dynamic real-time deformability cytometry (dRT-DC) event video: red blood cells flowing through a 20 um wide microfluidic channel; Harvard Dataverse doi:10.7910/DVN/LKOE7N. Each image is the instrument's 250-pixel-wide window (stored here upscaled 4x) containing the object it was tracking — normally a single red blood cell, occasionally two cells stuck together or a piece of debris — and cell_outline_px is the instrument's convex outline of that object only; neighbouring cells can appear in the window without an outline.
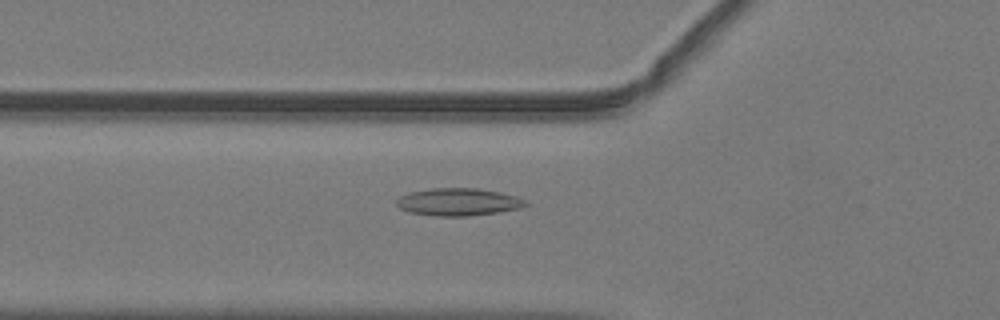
{"species": "common noctule bat (a hibernating species)", "species_latin": "Nyctalus noctula", "temperature_condition": "warm", "stored_images_in_passage": 33, "camera_frame_rate_fps": 3000, "um_per_image_px": 0.085, "animal": {"sex": "male", "body_mass_g": 19.2, "forearm_length_mm": 51.8}, "frame": {"image": 1, "passage_image": 12, "time_ms": 3.667, "image_size_px": [1000, 320], "cell_outline_px": [[528, 204], [520, 208], [500, 212], [468, 216], [436, 216], [408, 212], [400, 208], [396, 204], [396, 200], [400, 196], [412, 192], [432, 188], [476, 188], [500, 192], [516, 196], [524, 200]], "centroid_in_image_um": [38.96, 17.17], "position_along_channel_um": 86.8, "area_um2": 20.63}}
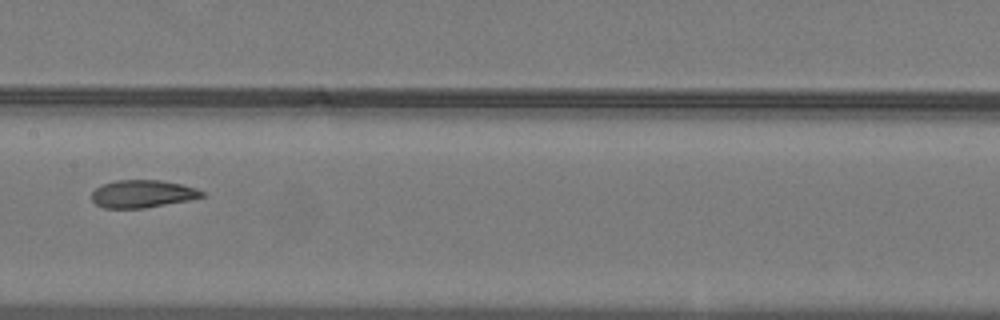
{"frame": {"image": 2, "passage_image": 20, "time_ms": 6.333, "image_size_px": [1000, 320], "cell_outline_px": [[204, 196], [188, 200], [144, 208], [104, 208], [96, 204], [92, 200], [92, 192], [96, 188], [104, 184], [116, 180], [160, 180], [180, 184], [196, 188], [204, 192]], "centroid_in_image_um": [12.1, 16.47], "position_along_channel_um": 195.3, "area_um2": 17.57}}
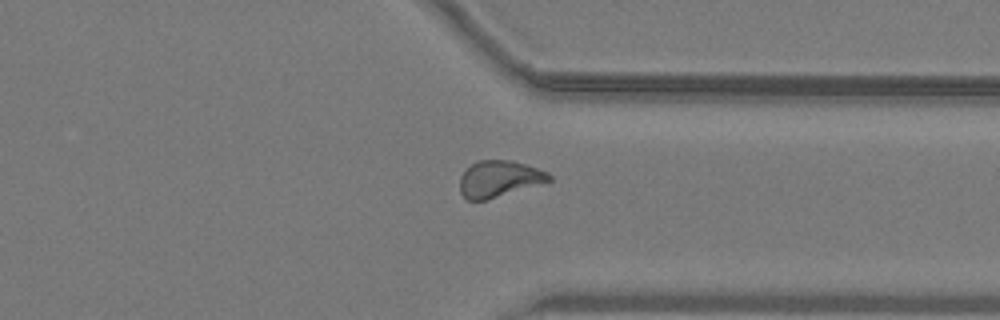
{"frame": {"image": 3, "passage_image": 33, "time_ms": 10.667, "image_size_px": [1000, 320], "cell_outline_px": [[552, 180], [484, 200], [464, 200], [460, 192], [460, 176], [476, 160], [512, 160], [548, 172], [552, 176]], "centroid_in_image_um": [42.39, 15.19], "position_along_channel_um": 369.0, "area_um2": 18.67}, "authors_computed_cell_mechanics": {"area_um2": 18.7272, "velocity_mm_per_s": 4.0258, "shape_relaxation_time_tau1_ms": 7.3256, "shape_relaxation_time_tau2_ms": 2.5537, "deformation_change_tau1": 0.1889, "deformation_change_tau2": 0.083}}